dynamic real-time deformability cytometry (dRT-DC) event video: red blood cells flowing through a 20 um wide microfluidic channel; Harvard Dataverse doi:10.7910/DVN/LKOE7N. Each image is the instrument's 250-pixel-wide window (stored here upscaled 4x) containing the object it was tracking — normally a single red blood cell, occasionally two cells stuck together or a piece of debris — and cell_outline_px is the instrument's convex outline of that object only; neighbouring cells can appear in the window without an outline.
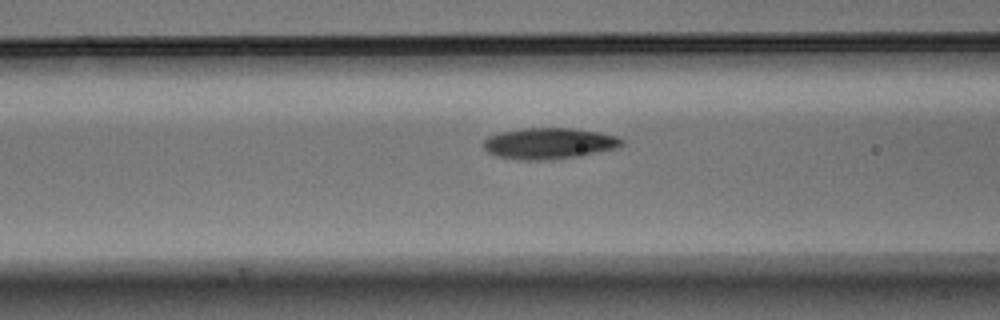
{"species": "Egyptian fruit bat (a non-hibernating species)", "species_latin": "Rousettus aegyptiacus", "temperature_condition": "warm", "stored_images_in_passage": 7, "camera_frame_rate_fps": 3000, "um_per_image_px": 0.085, "animal": {"sex": "male"}, "frame": {"image": 1, "passage_image": 7, "time_ms": 2.0, "image_size_px": [1000, 320], "cell_outline_px": [[624, 144], [616, 148], [580, 156], [552, 160], [520, 160], [496, 156], [488, 152], [484, 148], [484, 140], [488, 136], [500, 132], [520, 128], [572, 128], [600, 132], [616, 136], [624, 140]], "centroid_in_image_um": [46.67, 12.19], "position_along_channel_um": 119.9, "area_um2": 25.32}}